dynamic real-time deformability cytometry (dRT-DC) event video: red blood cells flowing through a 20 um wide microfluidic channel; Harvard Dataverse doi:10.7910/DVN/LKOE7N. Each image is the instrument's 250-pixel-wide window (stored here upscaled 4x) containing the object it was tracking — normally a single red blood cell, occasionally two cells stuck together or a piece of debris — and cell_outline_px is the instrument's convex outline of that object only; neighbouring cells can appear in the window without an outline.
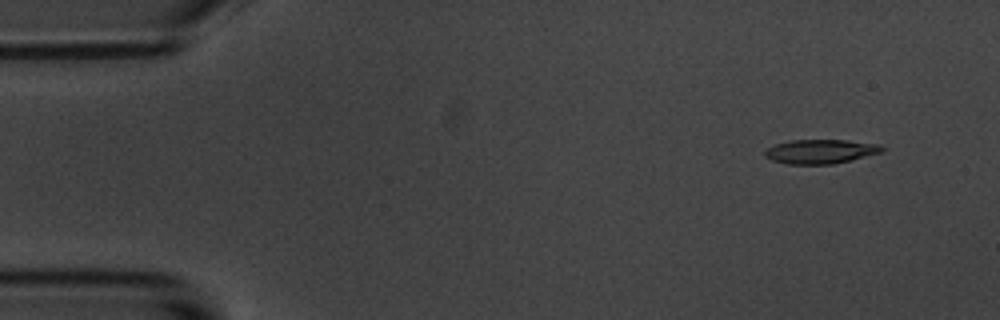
{"species": "common noctule bat (a hibernating species)", "species_latin": "Nyctalus noctula", "temperature_condition": "room temperature", "stored_images_in_passage": 4, "camera_frame_rate_fps": 3000, "um_per_image_px": 0.085, "animal": {"sex": "male", "body_mass_g": 20.1, "forearm_length_mm": 53.5}, "frame": {"image": 1, "passage_image": 1, "time_ms": 0.0, "image_size_px": [1000, 320], "cell_outline_px": [[884, 152], [832, 164], [788, 164], [772, 160], [764, 156], [764, 152], [768, 148], [776, 144], [792, 140], [848, 140], [880, 144], [884, 148]], "centroid_in_image_um": [69.77, 12.87], "position_along_channel_um": 15.2, "area_um2": 16.47}}
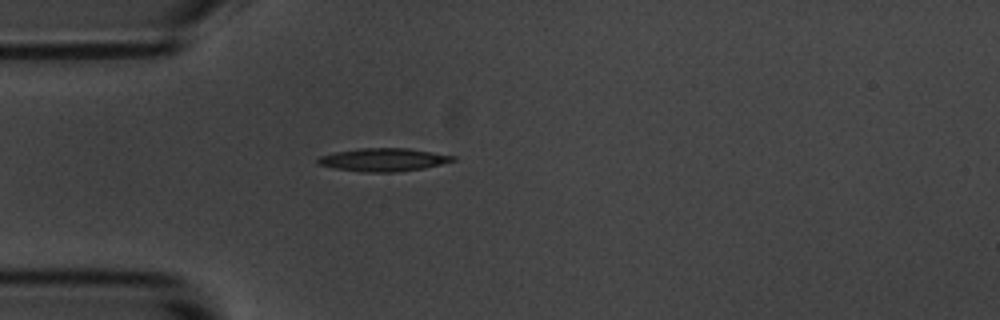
{"frame": {"image": 2, "passage_image": 4, "time_ms": 3.667, "image_size_px": [1000, 320], "cell_outline_px": [[456, 160], [424, 168], [396, 172], [360, 172], [332, 168], [316, 164], [316, 160], [320, 156], [336, 152], [360, 148], [408, 148], [456, 156]], "centroid_in_image_um": [32.56, 13.58], "position_along_channel_um": 52.4, "area_um2": 18.21}}